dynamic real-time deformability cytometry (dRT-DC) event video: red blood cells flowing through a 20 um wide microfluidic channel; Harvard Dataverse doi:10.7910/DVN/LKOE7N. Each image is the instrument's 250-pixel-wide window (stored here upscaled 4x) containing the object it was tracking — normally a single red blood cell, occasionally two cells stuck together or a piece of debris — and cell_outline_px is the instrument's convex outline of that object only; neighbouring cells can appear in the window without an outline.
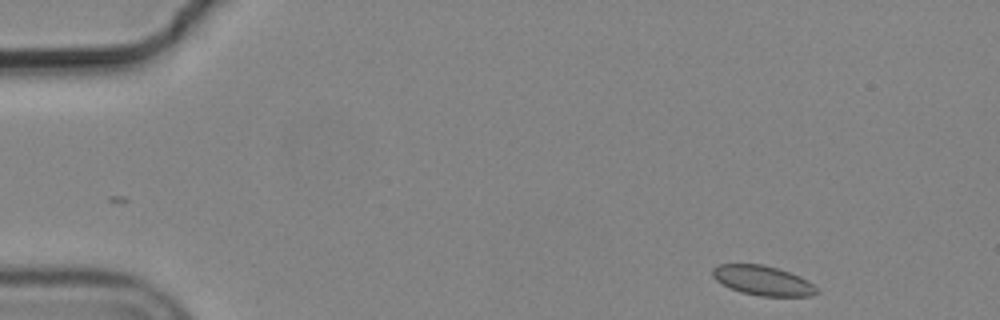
{"species": "common noctule bat (a hibernating species)", "species_latin": "Nyctalus noctula", "temperature_condition": "cold", "stored_images_in_passage": 7, "camera_frame_rate_fps": 3000, "um_per_image_px": 0.085, "animal": {"sex": "male", "body_mass_g": 19.2, "forearm_length_mm": 51.8}, "frame": {"image": 1, "passage_image": 2, "time_ms": 0.333, "image_size_px": [1000, 320], "cell_outline_px": [[820, 292], [812, 296], [760, 296], [740, 292], [716, 280], [712, 276], [712, 268], [720, 264], [764, 264], [800, 276], [808, 280]], "centroid_in_image_um": [64.85, 23.84], "position_along_channel_um": 20.2, "area_um2": 17.92}}